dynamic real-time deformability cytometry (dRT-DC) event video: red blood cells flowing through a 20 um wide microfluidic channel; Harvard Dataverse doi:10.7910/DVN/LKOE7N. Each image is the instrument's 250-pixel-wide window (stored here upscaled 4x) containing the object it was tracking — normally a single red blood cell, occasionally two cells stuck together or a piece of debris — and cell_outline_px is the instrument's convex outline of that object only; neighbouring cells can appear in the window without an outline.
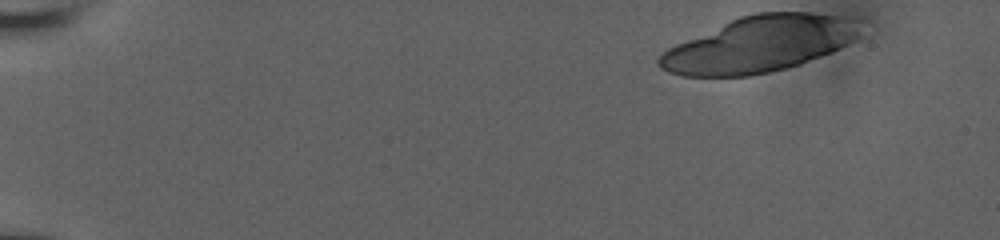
{"species": "human", "species_latin": "Homo sapiens", "temperature_condition": "room temperature", "stored_images_in_passage": 39, "camera_frame_rate_fps": 3000, "um_per_image_px": 0.085, "donor": {"sex": "male"}, "frame": {"image": 1, "passage_image": 1, "time_ms": 0.0, "image_size_px": [1000, 240], "cell_outline_px": [[856, 40], [832, 52], [800, 64], [768, 72], [748, 76], [684, 76], [668, 72], [660, 68], [656, 64], [656, 60], [668, 48], [676, 44], [740, 16], [756, 12], [808, 12], [836, 16], [856, 36]], "centroid_in_image_um": [64.35, 3.8], "position_along_channel_um": 20.7, "area_um2": 63.52}}